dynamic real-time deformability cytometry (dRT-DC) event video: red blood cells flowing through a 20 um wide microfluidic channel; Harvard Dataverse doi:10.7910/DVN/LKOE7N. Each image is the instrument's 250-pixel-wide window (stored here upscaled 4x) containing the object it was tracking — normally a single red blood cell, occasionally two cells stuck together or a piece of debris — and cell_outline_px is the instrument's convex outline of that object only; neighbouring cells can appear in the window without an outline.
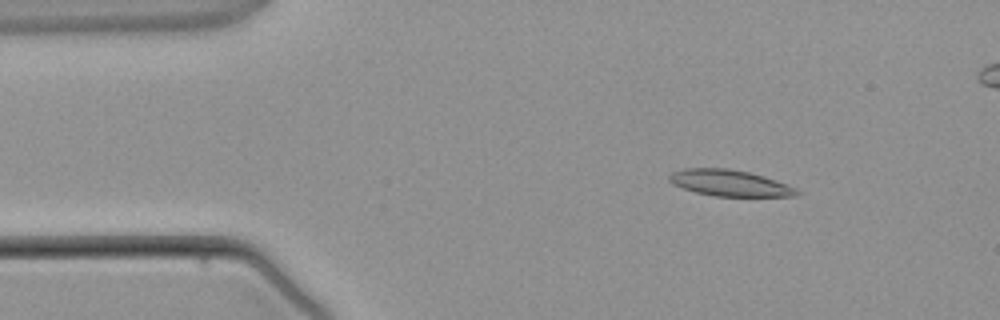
{"species": "common noctule bat (a hibernating species)", "species_latin": "Nyctalus noctula", "temperature_condition": "warm", "stored_images_in_passage": 4, "camera_frame_rate_fps": 3000, "um_per_image_px": 0.085, "animal": {"sex": "male", "body_mass_g": 21.5, "forearm_length_mm": 52.0}, "frame": {"image": 1, "passage_image": 2, "time_ms": 1.333, "image_size_px": [1000, 320], "cell_outline_px": [[804, 192], [796, 196], [716, 196], [696, 192], [672, 184], [668, 180], [668, 176], [672, 172], [684, 168], [728, 168], [748, 172], [764, 176], [796, 188]], "centroid_in_image_um": [62.03, 15.55], "position_along_channel_um": 23.0, "area_um2": 19.48}}
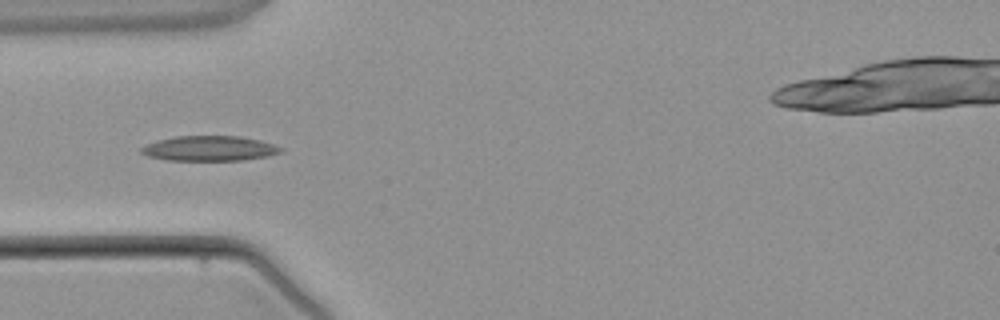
{"frame": {"image": 2, "passage_image": 4, "time_ms": 3.667, "image_size_px": [1000, 320], "cell_outline_px": [[284, 152], [268, 156], [244, 160], [164, 160], [148, 156], [140, 152], [140, 148], [148, 144], [160, 140], [176, 136], [240, 136], [260, 140], [284, 148]], "centroid_in_image_um": [17.85, 12.62], "position_along_channel_um": 67.2, "area_um2": 20.35}}